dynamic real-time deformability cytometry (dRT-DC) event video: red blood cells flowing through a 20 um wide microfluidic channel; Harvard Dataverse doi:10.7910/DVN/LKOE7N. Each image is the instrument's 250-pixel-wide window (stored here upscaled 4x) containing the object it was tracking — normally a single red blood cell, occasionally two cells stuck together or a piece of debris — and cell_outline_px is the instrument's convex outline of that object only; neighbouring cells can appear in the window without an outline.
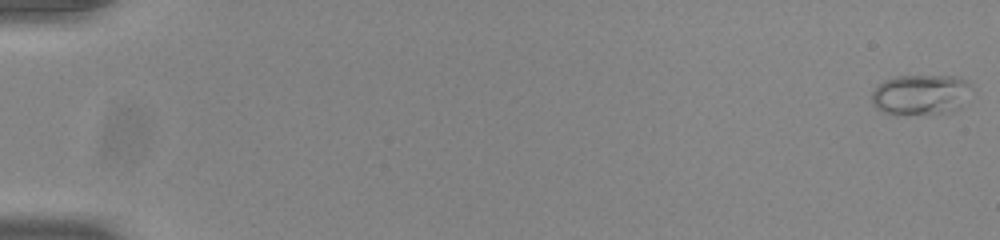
{"species": "common noctule bat (a hibernating species)", "species_latin": "Nyctalus noctula", "temperature_condition": "room temperature", "stored_images_in_passage": 54, "camera_frame_rate_fps": 3000, "um_per_image_px": 0.085, "animal": {"sex": "male", "body_mass_g": 20.0, "forearm_length_mm": 53.3}, "frame": {"image": 1, "passage_image": 1, "time_ms": 0.0, "image_size_px": [1000, 240], "cell_outline_px": [[968, 84], [960, 108], [948, 112], [896, 116], [884, 112], [876, 108], [872, 104], [872, 92], [884, 80], [896, 76], [960, 76], [968, 80]], "centroid_in_image_um": [78.17, 8.06], "position_along_channel_um": 6.8, "area_um2": 23.35}}
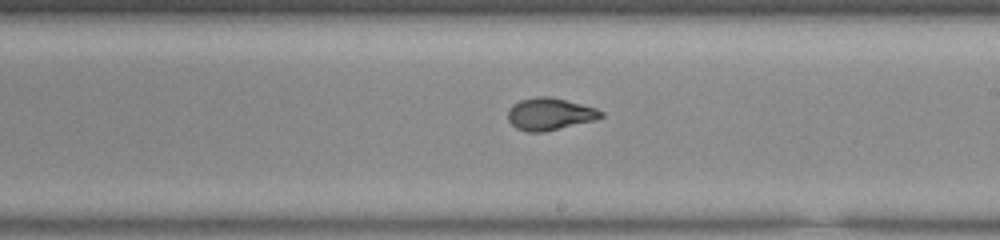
{"frame": {"image": 2, "passage_image": 33, "time_ms": 10.667, "image_size_px": [1000, 240], "cell_outline_px": [[604, 116], [596, 120], [544, 132], [528, 132], [516, 128], [508, 120], [508, 108], [512, 104], [520, 100], [536, 96], [552, 96], [596, 108], [604, 112]], "centroid_in_image_um": [46.73, 9.68], "position_along_channel_um": 242.3, "area_um2": 17.69}}
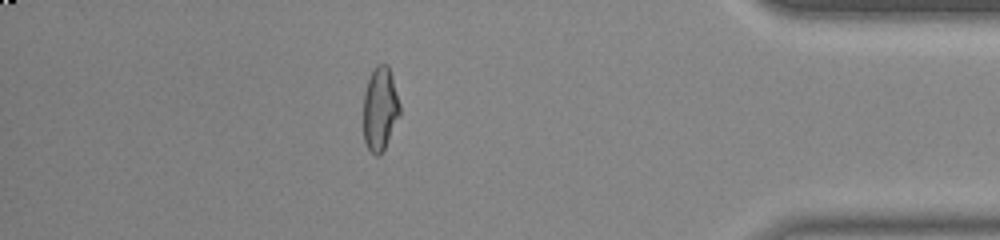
{"frame": {"image": 3, "passage_image": 48, "time_ms": 15.667, "image_size_px": [1000, 240], "cell_outline_px": [[400, 116], [380, 156], [376, 156], [368, 148], [364, 140], [364, 92], [368, 80], [376, 64], [388, 64], [392, 76], [400, 104]], "centroid_in_image_um": [32.31, 9.24], "position_along_channel_um": 402.9, "area_um2": 17.69}, "authors_computed_cell_mechanics": {"area_um2": 17.629, "velocity_mm_per_s": 3.8953, "shape_relaxation_time_tau1_ms": 3.9694, "shape_relaxation_time_tau2_ms": 0.9397, "deformation_change_tau1": 0.1853, "deformation_change_tau2": 0.0633}}